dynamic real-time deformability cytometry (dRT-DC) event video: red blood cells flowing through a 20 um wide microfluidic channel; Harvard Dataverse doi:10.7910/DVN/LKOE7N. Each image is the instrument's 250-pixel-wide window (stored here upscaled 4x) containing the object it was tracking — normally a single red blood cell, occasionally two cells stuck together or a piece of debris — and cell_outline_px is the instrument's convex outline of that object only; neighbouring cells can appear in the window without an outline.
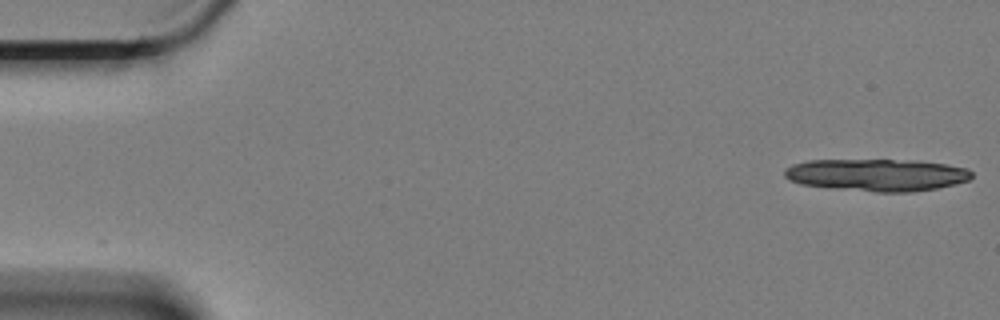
{"species": "Egyptian fruit bat (a non-hibernating species)", "species_latin": "Rousettus aegyptiacus", "temperature_condition": "cold", "stored_images_in_passage": 3, "camera_frame_rate_fps": 3000, "um_per_image_px": 0.085, "animal": {"sex": "female"}, "frame": {"image": 1, "passage_image": 1, "time_ms": 0.0, "image_size_px": [1000, 320], "cell_outline_px": [[972, 176], [968, 180], [936, 188], [912, 192], [876, 192], [828, 188], [800, 184], [788, 180], [784, 176], [784, 172], [792, 164], [808, 160], [920, 160], [948, 164], [968, 168], [972, 172]], "centroid_in_image_um": [74.53, 14.86], "position_along_channel_um": 10.5, "area_um2": 35.43}}